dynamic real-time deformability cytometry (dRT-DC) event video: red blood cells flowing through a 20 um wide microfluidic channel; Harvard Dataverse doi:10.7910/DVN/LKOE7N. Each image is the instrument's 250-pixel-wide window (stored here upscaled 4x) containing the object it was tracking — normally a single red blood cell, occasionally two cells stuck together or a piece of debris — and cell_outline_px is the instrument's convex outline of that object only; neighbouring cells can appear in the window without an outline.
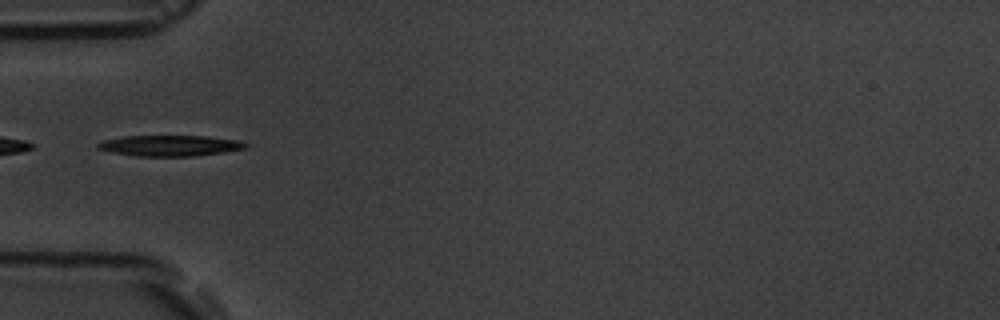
{"species": "common noctule bat (a hibernating species)", "species_latin": "Nyctalus noctula", "temperature_condition": "room temperature", "stored_images_in_passage": 6, "camera_frame_rate_fps": 3000, "um_per_image_px": 0.085, "animal": {"sex": "male", "body_mass_g": 19.5, "forearm_length_mm": 54.6}, "frame": {"image": 1, "passage_image": 6, "time_ms": 5.667, "image_size_px": [1000, 320], "cell_outline_px": [[248, 148], [224, 152], [192, 156], [136, 156], [112, 152], [96, 148], [96, 144], [100, 140], [124, 136], [208, 136], [236, 140], [248, 144]], "centroid_in_image_um": [14.41, 12.37], "position_along_channel_um": 70.6, "area_um2": 17.98}}